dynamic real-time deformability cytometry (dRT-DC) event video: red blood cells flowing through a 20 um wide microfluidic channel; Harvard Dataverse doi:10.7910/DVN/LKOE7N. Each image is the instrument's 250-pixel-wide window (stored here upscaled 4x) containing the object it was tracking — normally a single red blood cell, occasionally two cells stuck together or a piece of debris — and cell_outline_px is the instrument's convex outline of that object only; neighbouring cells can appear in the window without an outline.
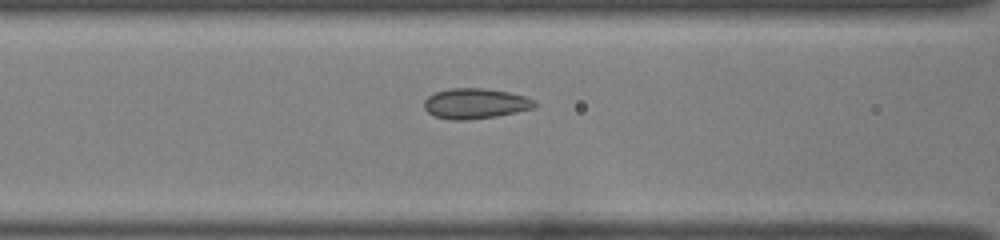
{"species": "common noctule bat (a hibernating species)", "species_latin": "Nyctalus noctula", "temperature_condition": "room temperature", "stored_images_in_passage": 14, "camera_frame_rate_fps": 3000, "um_per_image_px": 0.085, "animal": {"sex": "female", "body_mass_g": 22.0, "forearm_length_mm": 56.7}, "frame": {"image": 1, "passage_image": 12, "time_ms": 3.667, "image_size_px": [1000, 240], "cell_outline_px": [[540, 104], [536, 108], [496, 116], [468, 120], [452, 120], [436, 116], [428, 112], [424, 108], [424, 100], [428, 96], [436, 92], [448, 88], [484, 88], [508, 92], [524, 96], [536, 100]], "centroid_in_image_um": [40.44, 8.8], "position_along_channel_um": 126.2, "area_um2": 19.71}}